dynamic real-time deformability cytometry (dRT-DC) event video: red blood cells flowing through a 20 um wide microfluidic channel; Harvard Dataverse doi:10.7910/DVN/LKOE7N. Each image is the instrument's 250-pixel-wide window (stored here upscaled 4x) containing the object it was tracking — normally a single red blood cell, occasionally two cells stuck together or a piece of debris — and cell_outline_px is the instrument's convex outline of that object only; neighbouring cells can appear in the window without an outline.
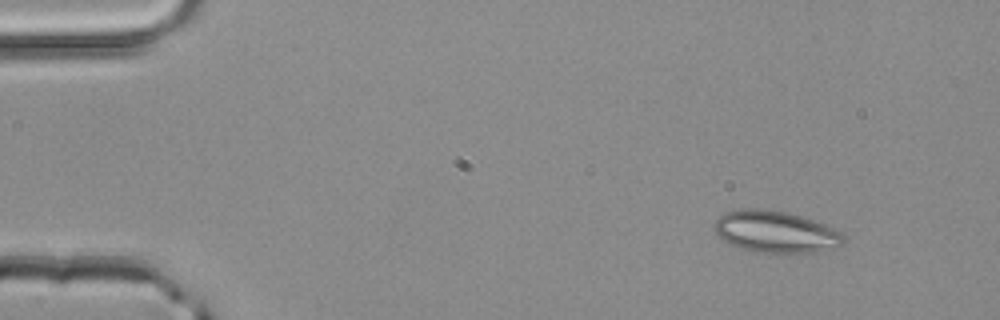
{"species": "common noctule bat (a hibernating species)", "species_latin": "Nyctalus noctula", "temperature_condition": "room temperature", "stored_images_in_passage": 3, "camera_frame_rate_fps": 3000, "um_per_image_px": 0.085, "animal": {"sex": "male", "body_mass_g": 20.4}, "frame": {"image": 1, "passage_image": 1, "time_ms": 0.0, "image_size_px": [1000, 320], "cell_outline_px": [[844, 240], [836, 248], [820, 252], [764, 252], [744, 248], [732, 244], [724, 240], [712, 228], [712, 224], [724, 212], [740, 208], [756, 208], [784, 212], [800, 216], [824, 224], [844, 232]], "centroid_in_image_um": [65.94, 19.68], "position_along_channel_um": 19.1, "area_um2": 31.15}}